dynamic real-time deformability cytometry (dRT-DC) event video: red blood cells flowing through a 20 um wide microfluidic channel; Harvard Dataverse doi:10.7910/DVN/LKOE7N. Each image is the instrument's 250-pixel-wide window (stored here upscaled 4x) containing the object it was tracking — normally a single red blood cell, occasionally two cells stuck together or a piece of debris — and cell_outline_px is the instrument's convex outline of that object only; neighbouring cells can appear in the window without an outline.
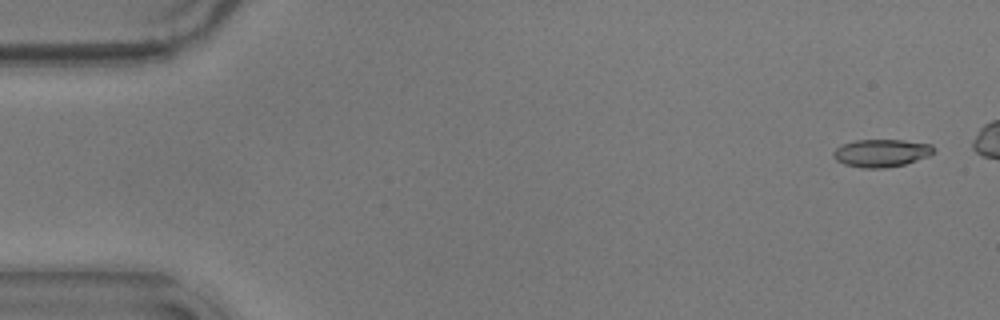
{"species": "common noctule bat (a hibernating species)", "species_latin": "Nyctalus noctula", "temperature_condition": "warm", "stored_images_in_passage": 16, "camera_frame_rate_fps": 3000, "um_per_image_px": 0.085, "animal": {"sex": "male", "body_mass_g": 17.9}, "frame": {"image": 1, "passage_image": 3, "time_ms": 0.667, "image_size_px": [1000, 320], "cell_outline_px": [[936, 152], [928, 156], [904, 164], [884, 168], [864, 168], [844, 164], [836, 160], [832, 156], [832, 152], [836, 148], [844, 144], [856, 140], [904, 140], [932, 144], [936, 148]], "centroid_in_image_um": [74.94, 13.0], "position_along_channel_um": 10.1, "area_um2": 16.24}}